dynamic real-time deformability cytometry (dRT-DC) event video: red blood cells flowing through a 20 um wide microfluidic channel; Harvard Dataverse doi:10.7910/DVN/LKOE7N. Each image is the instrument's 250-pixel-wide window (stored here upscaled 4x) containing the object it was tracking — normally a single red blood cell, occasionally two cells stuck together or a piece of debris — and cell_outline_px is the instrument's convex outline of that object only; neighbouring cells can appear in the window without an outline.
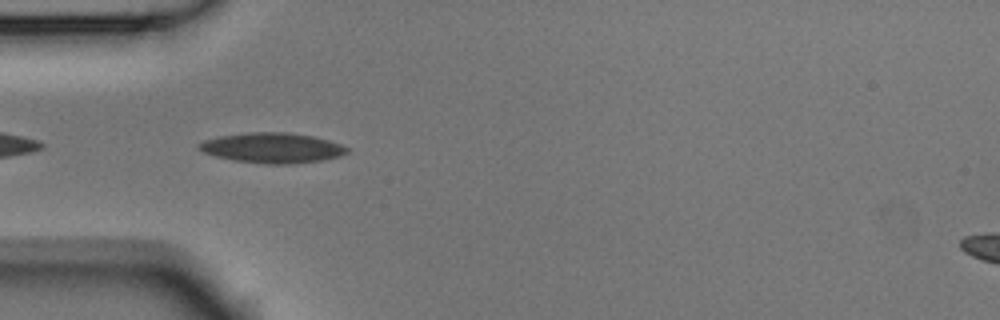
{"species": "Egyptian fruit bat (a non-hibernating species)", "species_latin": "Rousettus aegyptiacus", "temperature_condition": "room temperature", "stored_images_in_passage": 35, "camera_frame_rate_fps": 3000, "um_per_image_px": 0.085, "animal": {"sex": "male"}, "frame": {"image": 1, "passage_image": 2, "time_ms": 0.333, "image_size_px": [1000, 320], "cell_outline_px": [[348, 152], [340, 156], [320, 160], [292, 164], [264, 164], [232, 160], [216, 156], [204, 152], [196, 148], [196, 144], [204, 140], [216, 136], [248, 132], [288, 132], [312, 136], [328, 140], [340, 144], [348, 148]], "centroid_in_image_um": [23.08, 12.56], "position_along_channel_um": 61.9, "area_um2": 26.18}}
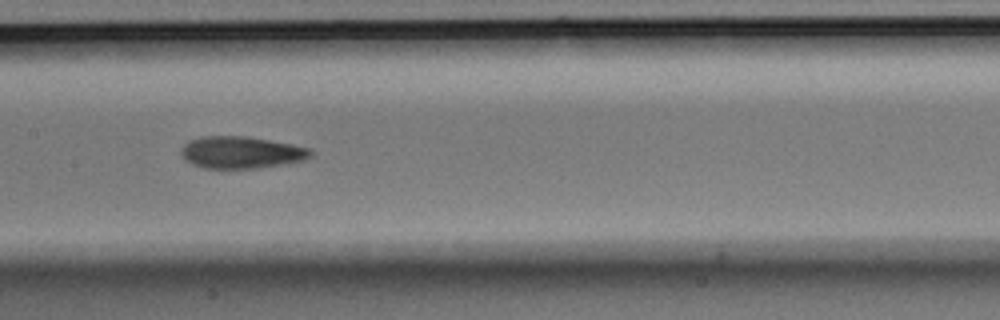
{"frame": {"image": 2, "passage_image": 12, "time_ms": 3.667, "image_size_px": [1000, 320], "cell_outline_px": [[312, 156], [304, 160], [256, 168], [204, 168], [192, 164], [184, 160], [180, 152], [184, 144], [188, 140], [204, 136], [244, 136], [292, 144], [312, 148]], "centroid_in_image_um": [20.48, 12.95], "position_along_channel_um": 186.9, "area_um2": 24.1}}
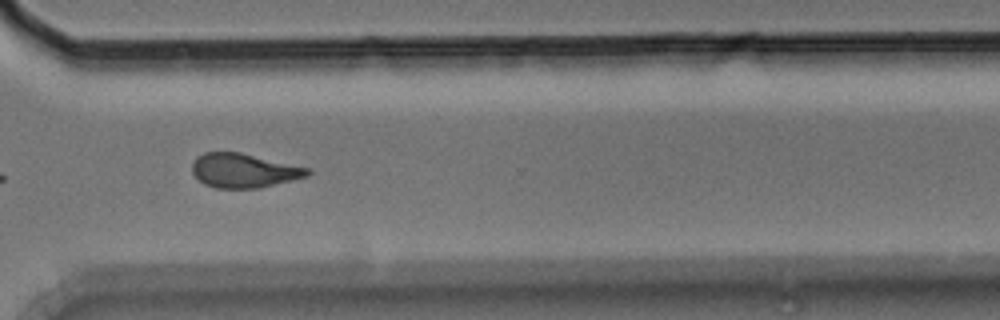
{"frame": {"image": 3, "passage_image": 25, "time_ms": 8.0, "image_size_px": [1000, 320], "cell_outline_px": [[312, 172], [308, 176], [260, 188], [216, 188], [204, 184], [192, 172], [192, 164], [196, 156], [204, 152], [240, 152], [312, 168]], "centroid_in_image_um": [20.75, 14.49], "position_along_channel_um": 349.8, "area_um2": 23.18}, "authors_computed_cell_mechanics": {"area_um2": 23.987, "velocity_mm_per_s": 3.7717, "shape_relaxation_time_tau1_ms": 7.4911, "shape_relaxation_time_tau2_ms": 3.2478, "deformation_change_tau1": 0.188, "deformation_change_tau2": 0.1158}}